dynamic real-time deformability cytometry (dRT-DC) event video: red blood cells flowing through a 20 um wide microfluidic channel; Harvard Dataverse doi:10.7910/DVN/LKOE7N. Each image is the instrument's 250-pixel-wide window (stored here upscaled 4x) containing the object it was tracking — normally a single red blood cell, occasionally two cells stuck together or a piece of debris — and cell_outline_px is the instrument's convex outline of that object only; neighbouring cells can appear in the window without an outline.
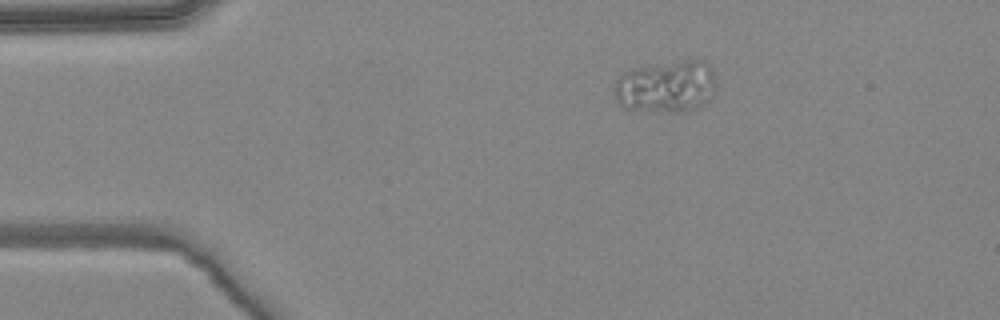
{"species": "common noctule bat (a hibernating species)", "species_latin": "Nyctalus noctula", "temperature_condition": "warm", "stored_images_in_passage": 4, "camera_frame_rate_fps": 3000, "um_per_image_px": 0.085, "animal": {"sex": "female", "body_mass_g": 24.6, "forearm_length_mm": 56.2}, "frame": {"image": 1, "passage_image": 1, "time_ms": 0.0, "image_size_px": [1000, 320], "cell_outline_px": [[716, 88], [712, 96], [700, 108], [688, 112], [680, 112], [624, 108], [616, 100], [612, 92], [616, 80], [624, 72], [632, 68], [644, 64], [688, 60], [704, 60], [712, 68], [716, 76]], "centroid_in_image_um": [56.65, 7.33], "position_along_channel_um": 28.4, "area_um2": 31.73}}
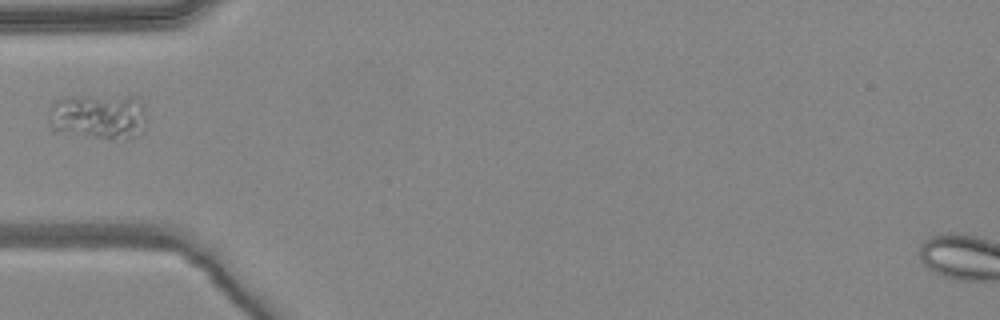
{"frame": {"image": 2, "passage_image": 3, "time_ms": 0.667, "image_size_px": [1000, 320], "cell_outline_px": [[144, 128], [136, 136], [124, 140], [52, 132], [48, 124], [48, 108], [56, 100], [64, 96], [136, 96], [140, 100], [144, 108]], "centroid_in_image_um": [8.3, 9.9], "position_along_channel_um": 76.7, "area_um2": 26.59}}
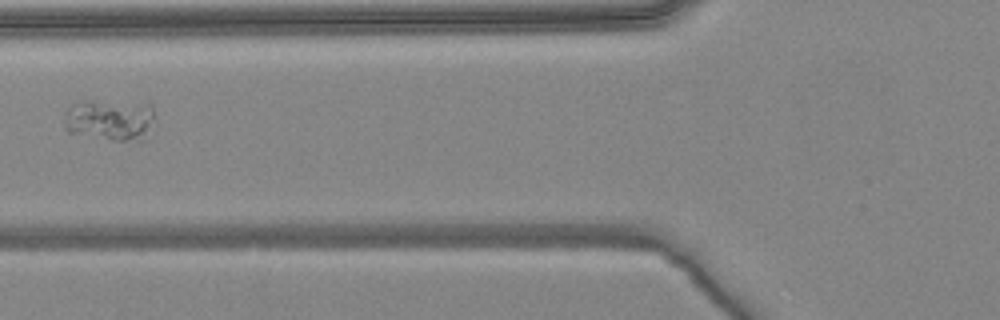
{"frame": {"image": 3, "passage_image": 4, "time_ms": 1.0, "image_size_px": [1000, 320], "cell_outline_px": [[152, 116], [148, 140], [112, 140], [68, 132], [64, 128], [64, 108], [80, 100], [92, 100], [152, 104]], "centroid_in_image_um": [9.28, 10.18], "position_along_channel_um": 116.5, "area_um2": 22.2}}